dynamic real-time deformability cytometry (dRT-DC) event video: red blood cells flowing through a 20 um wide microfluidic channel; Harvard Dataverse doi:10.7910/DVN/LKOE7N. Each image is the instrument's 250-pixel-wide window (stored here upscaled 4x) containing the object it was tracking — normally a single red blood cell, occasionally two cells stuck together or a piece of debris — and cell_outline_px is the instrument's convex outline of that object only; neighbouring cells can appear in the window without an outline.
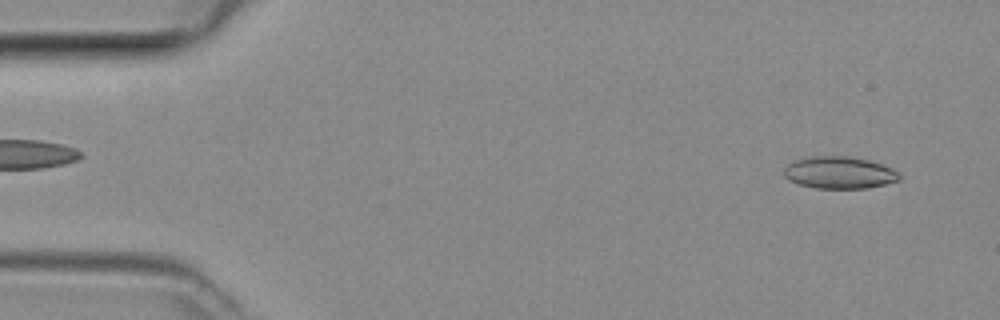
{"species": "common noctule bat (a hibernating species)", "species_latin": "Nyctalus noctula", "temperature_condition": "room temperature", "stored_images_in_passage": 48, "camera_frame_rate_fps": 3000, "um_per_image_px": 0.085, "animal": {"sex": "female", "body_mass_g": 29.2, "forearm_length_mm": 56.3}, "frame": {"image": 1, "passage_image": 4, "time_ms": 1.0, "image_size_px": [1000, 320], "cell_outline_px": [[900, 180], [868, 188], [816, 188], [800, 184], [788, 180], [784, 176], [784, 168], [792, 160], [812, 156], [844, 156], [868, 160], [892, 168], [900, 176]], "centroid_in_image_um": [71.3, 14.67], "position_along_channel_um": 13.7, "area_um2": 21.44}}
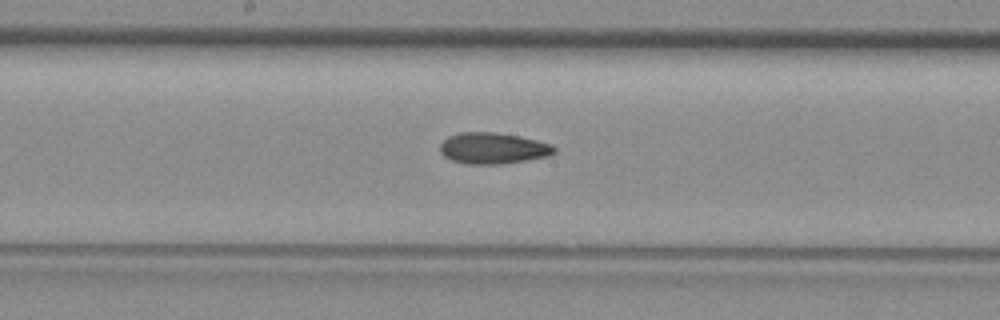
{"frame": {"image": 2, "passage_image": 25, "time_ms": 8.0, "image_size_px": [1000, 320], "cell_outline_px": [[556, 152], [548, 156], [528, 160], [500, 164], [468, 164], [452, 160], [444, 156], [440, 152], [440, 144], [448, 136], [460, 132], [492, 132], [520, 136], [552, 144], [556, 148]], "centroid_in_image_um": [41.91, 12.6], "position_along_channel_um": 206.3, "area_um2": 20.81}}
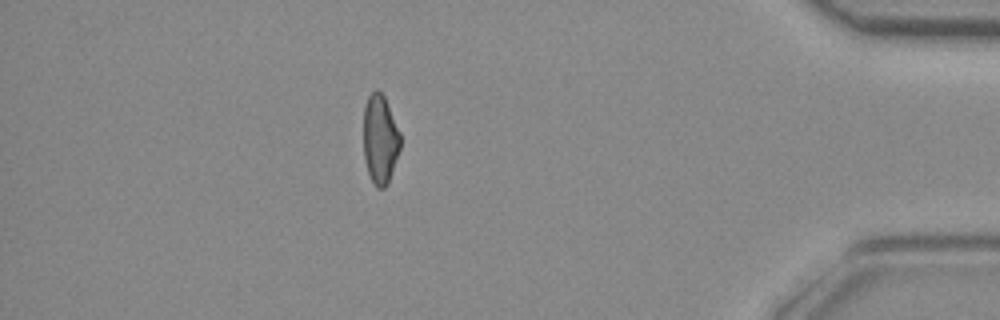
{"frame": {"image": 3, "passage_image": 42, "time_ms": 13.667, "image_size_px": [1000, 320], "cell_outline_px": [[400, 148], [388, 184], [384, 188], [376, 188], [368, 172], [364, 156], [364, 104], [368, 96], [372, 92], [380, 92], [384, 96], [400, 132]], "centroid_in_image_um": [32.31, 11.86], "position_along_channel_um": 402.9, "area_um2": 18.96}}